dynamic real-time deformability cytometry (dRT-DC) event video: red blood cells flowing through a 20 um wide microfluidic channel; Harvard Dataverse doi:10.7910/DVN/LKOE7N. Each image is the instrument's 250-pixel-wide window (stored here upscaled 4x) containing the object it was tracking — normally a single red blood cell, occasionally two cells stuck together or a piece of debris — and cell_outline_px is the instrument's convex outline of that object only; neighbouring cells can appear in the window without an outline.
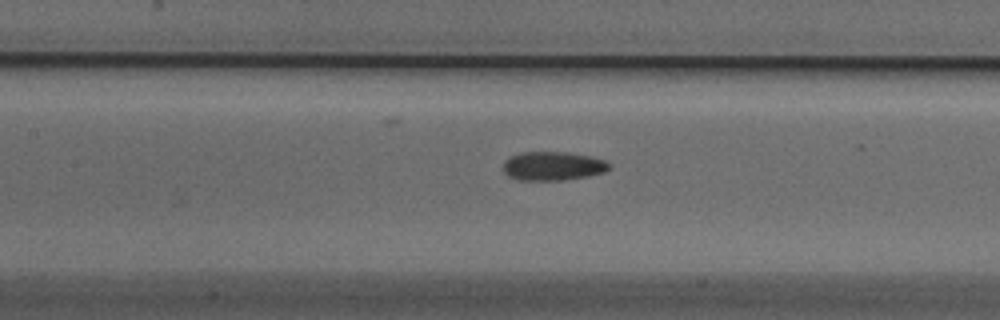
{"species": "Egyptian fruit bat (a non-hibernating species)", "species_latin": "Rousettus aegyptiacus", "temperature_condition": "cold", "stored_images_in_passage": 30, "camera_frame_rate_fps": 3000, "um_per_image_px": 0.085, "animal": {"sex": "male"}, "frame": {"image": 1, "passage_image": 10, "time_ms": 3.0, "image_size_px": [1000, 320], "cell_outline_px": [[612, 168], [604, 172], [588, 176], [564, 180], [520, 180], [508, 176], [504, 172], [504, 160], [508, 156], [520, 152], [568, 152], [592, 156], [604, 160], [612, 164]], "centroid_in_image_um": [47.01, 14.1], "position_along_channel_um": 160.4, "area_um2": 18.09}}
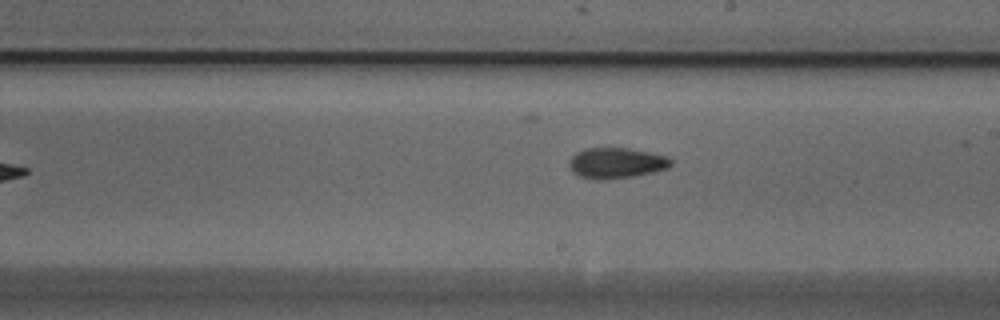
{"frame": {"image": 2, "passage_image": 16, "time_ms": 5.0, "image_size_px": [1000, 320], "cell_outline_px": [[672, 164], [668, 168], [652, 172], [632, 176], [600, 180], [596, 180], [580, 176], [572, 172], [568, 168], [568, 160], [576, 152], [584, 148], [628, 148], [668, 156], [672, 160]], "centroid_in_image_um": [52.34, 13.85], "position_along_channel_um": 236.7, "area_um2": 18.26}}
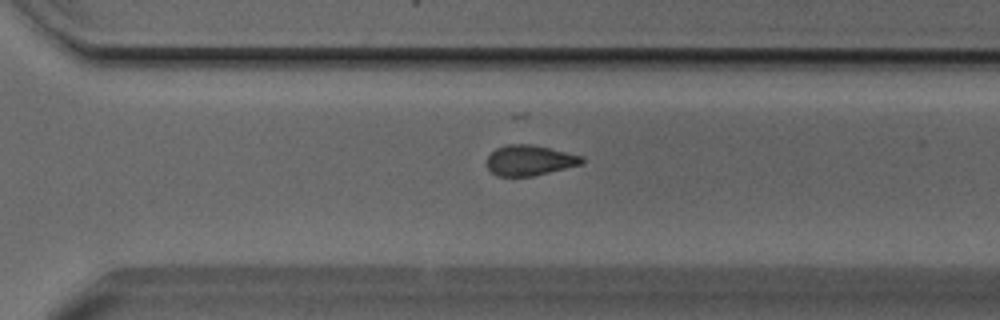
{"frame": {"image": 3, "passage_image": 23, "time_ms": 7.333, "image_size_px": [1000, 320], "cell_outline_px": [[584, 160], [580, 164], [532, 176], [496, 176], [484, 164], [488, 156], [496, 148], [508, 144], [528, 144], [548, 148], [584, 156]], "centroid_in_image_um": [44.96, 13.63], "position_along_channel_um": 325.6, "area_um2": 16.65}, "authors_computed_cell_mechanics": {"area_um2": 18.1492, "velocity_mm_per_s": 3.8233, "shape_relaxation_time_tau1_ms": 10.3265, "shape_relaxation_time_tau2_ms": 4.3787, "deformation_change_tau1": 0.148, "deformation_change_tau2": 0.1122}}